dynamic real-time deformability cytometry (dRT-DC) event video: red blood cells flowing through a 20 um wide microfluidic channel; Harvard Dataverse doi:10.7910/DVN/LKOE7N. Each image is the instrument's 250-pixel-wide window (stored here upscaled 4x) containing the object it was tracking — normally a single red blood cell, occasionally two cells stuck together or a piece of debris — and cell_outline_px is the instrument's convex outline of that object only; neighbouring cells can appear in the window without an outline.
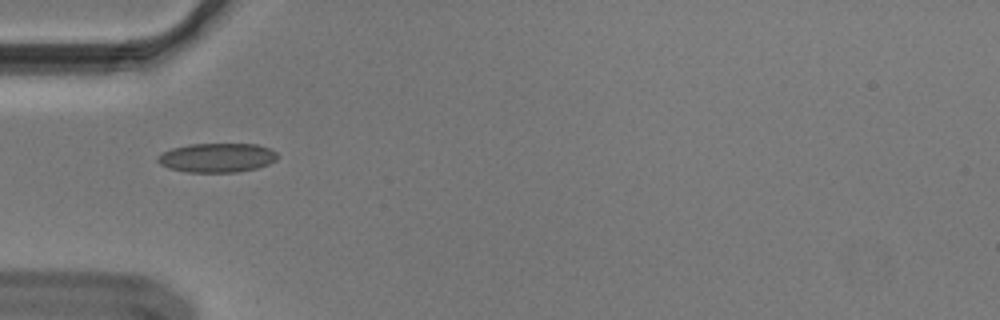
{"species": "Egyptian fruit bat (a non-hibernating species)", "species_latin": "Rousettus aegyptiacus", "temperature_condition": "cold", "stored_images_in_passage": 38, "camera_frame_rate_fps": 3000, "um_per_image_px": 0.085, "animal": {"sex": "male"}, "frame": {"image": 1, "passage_image": 1, "time_ms": 0.0, "image_size_px": [1000, 320], "cell_outline_px": [[280, 156], [276, 160], [268, 164], [256, 168], [236, 172], [188, 172], [168, 168], [160, 164], [156, 160], [156, 156], [172, 148], [188, 144], [256, 144], [268, 148], [276, 152]], "centroid_in_image_um": [18.43, 13.4], "position_along_channel_um": 66.6, "area_um2": 20.4}}
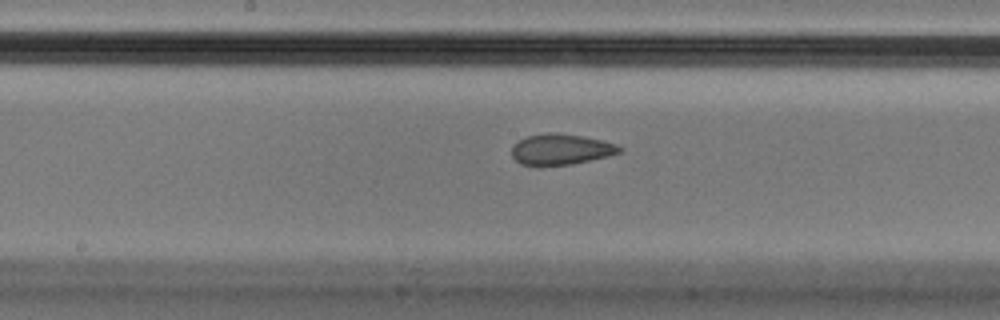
{"frame": {"image": 2, "passage_image": 12, "time_ms": 3.667, "image_size_px": [1000, 320], "cell_outline_px": [[624, 148], [620, 152], [608, 156], [572, 164], [520, 164], [512, 156], [512, 144], [528, 136], [548, 132], [552, 132], [584, 136], [604, 140], [616, 144]], "centroid_in_image_um": [47.71, 12.67], "position_along_channel_um": 200.5, "area_um2": 19.13}}
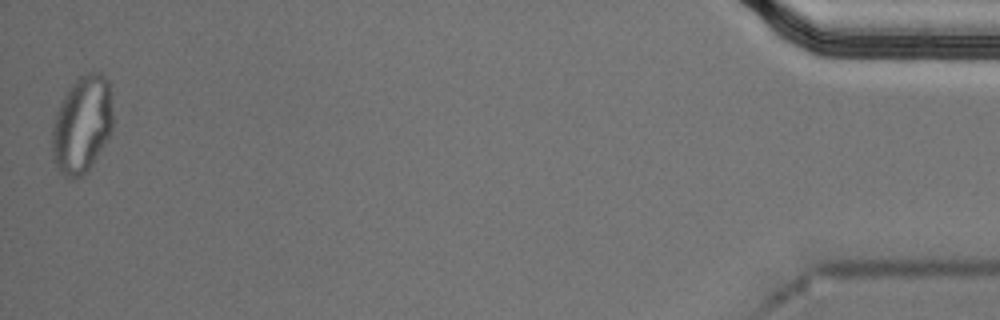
{"frame": {"image": 3, "passage_image": 38, "time_ms": 12.333, "image_size_px": [1000, 320], "cell_outline_px": [[112, 132], [88, 172], [72, 180], [68, 180], [60, 172], [52, 160], [52, 128], [56, 112], [60, 104], [72, 84], [80, 76], [88, 72], [100, 72], [108, 80], [112, 112]], "centroid_in_image_um": [6.97, 10.64], "position_along_channel_um": 428.2, "area_um2": 34.62}, "authors_computed_cell_mechanics": {"area_um2": 20.1722, "velocity_mm_per_s": 3.6413, "shape_relaxation_time_tau1_ms": null, "shape_relaxation_time_tau2_ms": 1.4369, "deformation_change_tau1": null, "deformation_change_tau2": 0.0613}}